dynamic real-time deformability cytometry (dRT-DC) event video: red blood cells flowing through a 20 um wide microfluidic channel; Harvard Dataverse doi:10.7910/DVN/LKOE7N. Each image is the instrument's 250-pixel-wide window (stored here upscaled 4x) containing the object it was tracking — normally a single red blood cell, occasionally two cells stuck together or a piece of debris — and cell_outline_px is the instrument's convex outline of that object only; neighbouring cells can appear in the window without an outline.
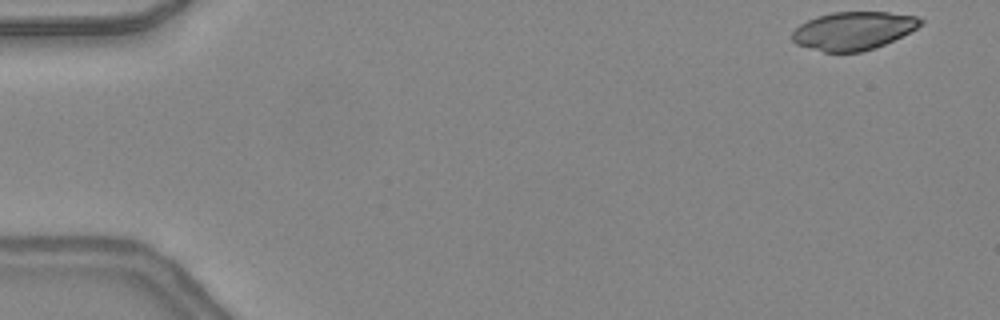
{"species": "common noctule bat (a hibernating species)", "species_latin": "Nyctalus noctula", "temperature_condition": "warm", "stored_images_in_passage": 46, "camera_frame_rate_fps": 3000, "um_per_image_px": 0.085, "animal": {"sex": "female", "body_mass_g": 24.6, "forearm_length_mm": 56.2}, "frame": {"image": 1, "passage_image": 1, "time_ms": 0.0, "image_size_px": [1000, 320], "cell_outline_px": [[924, 24], [884, 44], [860, 52], [824, 52], [796, 44], [792, 40], [792, 32], [800, 24], [816, 16], [832, 12], [888, 12], [916, 16], [924, 20]], "centroid_in_image_um": [72.52, 2.6], "position_along_channel_um": 12.5, "area_um2": 28.32}}